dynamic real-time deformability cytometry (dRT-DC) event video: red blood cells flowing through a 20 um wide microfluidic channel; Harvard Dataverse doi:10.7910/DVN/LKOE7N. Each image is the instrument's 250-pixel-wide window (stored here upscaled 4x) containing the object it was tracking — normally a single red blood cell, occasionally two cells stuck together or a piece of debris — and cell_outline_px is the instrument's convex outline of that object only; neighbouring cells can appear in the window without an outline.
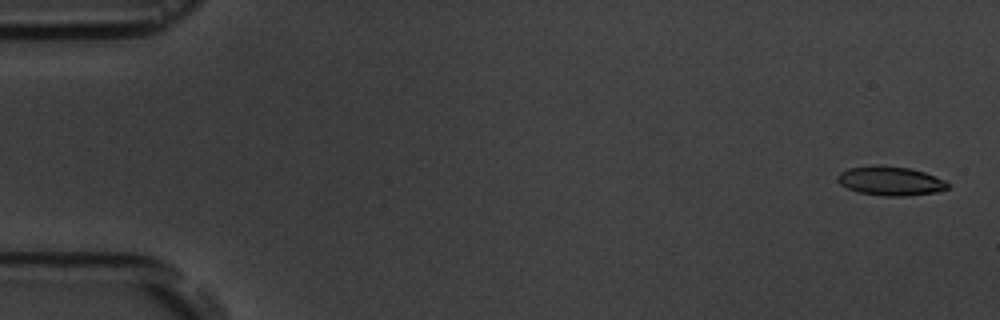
{"species": "common noctule bat (a hibernating species)", "species_latin": "Nyctalus noctula", "temperature_condition": "room temperature", "stored_images_in_passage": 4, "camera_frame_rate_fps": 3000, "um_per_image_px": 0.085, "animal": {"sex": "male", "body_mass_g": 19.5, "forearm_length_mm": 54.6}, "frame": {"image": 1, "passage_image": 1, "time_ms": 0.0, "image_size_px": [1000, 320], "cell_outline_px": [[952, 184], [948, 188], [936, 192], [904, 196], [884, 196], [856, 192], [840, 184], [836, 180], [836, 176], [840, 172], [848, 168], [872, 164], [880, 164], [908, 168], [924, 172], [936, 176]], "centroid_in_image_um": [75.66, 15.37], "position_along_channel_um": 9.3, "area_um2": 19.02}}
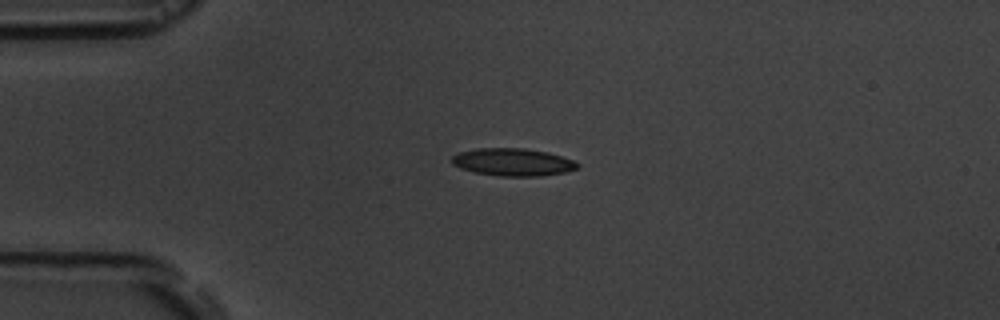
{"frame": {"image": 2, "passage_image": 4, "time_ms": 4.0, "image_size_px": [1000, 320], "cell_outline_px": [[580, 164], [576, 168], [564, 172], [540, 176], [500, 176], [476, 172], [460, 168], [452, 164], [452, 156], [460, 152], [476, 148], [524, 148], [548, 152], [572, 160]], "centroid_in_image_um": [43.57, 13.77], "position_along_channel_um": 41.4, "area_um2": 20.0}}